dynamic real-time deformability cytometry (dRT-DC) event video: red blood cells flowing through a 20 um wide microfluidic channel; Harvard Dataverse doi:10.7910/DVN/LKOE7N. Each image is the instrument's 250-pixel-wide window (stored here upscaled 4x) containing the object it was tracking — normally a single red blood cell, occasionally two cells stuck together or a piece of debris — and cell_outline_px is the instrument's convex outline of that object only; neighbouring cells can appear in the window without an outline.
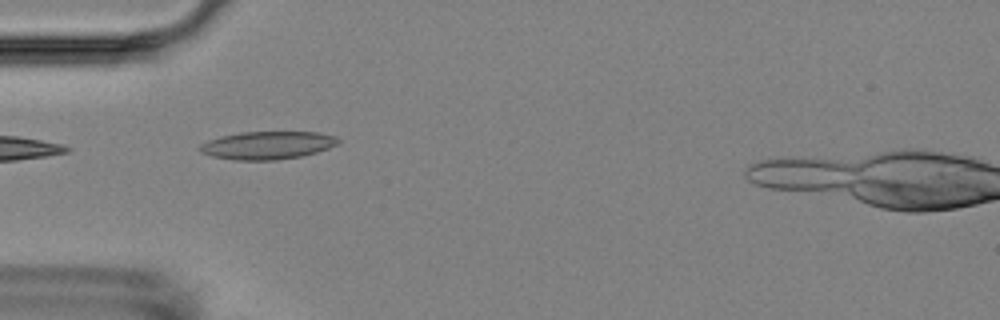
{"species": "Egyptian fruit bat (a non-hibernating species)", "species_latin": "Rousettus aegyptiacus", "temperature_condition": "room temperature", "stored_images_in_passage": 2, "camera_frame_rate_fps": 3000, "um_per_image_px": 0.085, "animal": {"sex": "female"}, "frame": {"image": 1, "passage_image": 1, "time_ms": 0.0, "image_size_px": [1000, 320], "cell_outline_px": [[340, 140], [336, 144], [328, 148], [316, 152], [300, 156], [276, 160], [232, 160], [212, 156], [200, 152], [196, 148], [200, 144], [208, 140], [220, 136], [240, 132], [320, 132], [336, 136]], "centroid_in_image_um": [22.68, 12.34], "position_along_channel_um": 62.3, "area_um2": 22.6}}
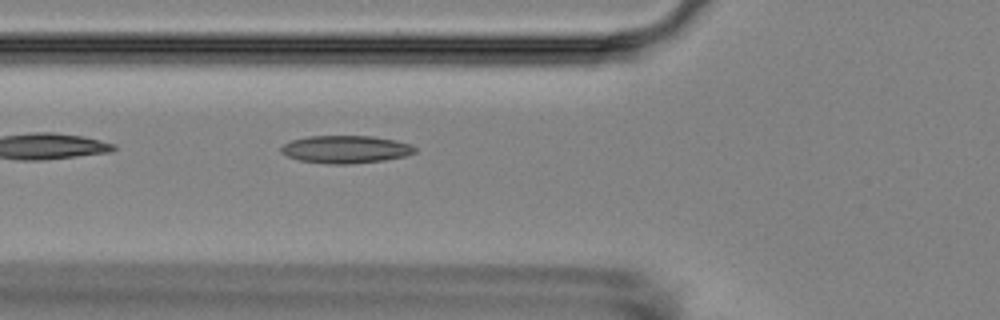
{"frame": {"image": 2, "passage_image": 2, "time_ms": 1.0, "image_size_px": [1000, 320], "cell_outline_px": [[416, 152], [404, 156], [384, 160], [352, 164], [328, 164], [300, 160], [288, 156], [280, 152], [280, 148], [284, 144], [292, 140], [308, 136], [372, 136], [396, 140], [412, 144], [416, 148]], "centroid_in_image_um": [29.4, 12.69], "position_along_channel_um": 96.4, "area_um2": 21.62}}